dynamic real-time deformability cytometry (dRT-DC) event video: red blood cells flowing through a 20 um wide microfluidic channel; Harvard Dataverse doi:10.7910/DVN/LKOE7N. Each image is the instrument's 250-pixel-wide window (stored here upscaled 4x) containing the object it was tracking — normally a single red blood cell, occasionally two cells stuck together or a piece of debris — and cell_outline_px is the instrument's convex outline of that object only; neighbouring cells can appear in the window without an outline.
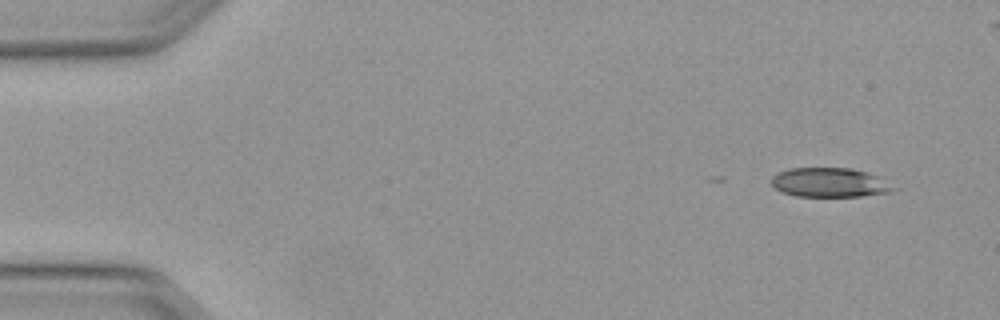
{"species": "Egyptian fruit bat (a non-hibernating species)", "species_latin": "Rousettus aegyptiacus", "temperature_condition": "warm", "stored_images_in_passage": 4, "camera_frame_rate_fps": 3000, "um_per_image_px": 0.085, "animal": {"sex": "female"}, "frame": {"image": 1, "passage_image": 1, "time_ms": 0.0, "image_size_px": [1000, 320], "cell_outline_px": [[900, 188], [888, 192], [860, 196], [796, 196], [780, 192], [772, 184], [772, 176], [776, 172], [788, 168], [852, 168], [868, 172], [880, 176]], "centroid_in_image_um": [70.55, 15.5], "position_along_channel_um": 14.4, "area_um2": 21.15}}
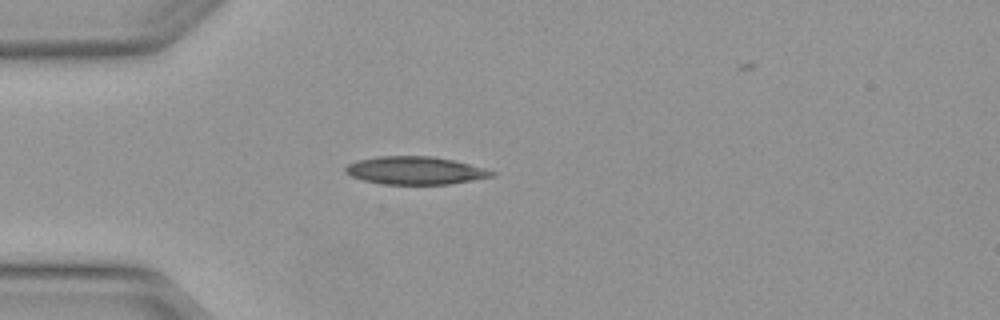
{"frame": {"image": 2, "passage_image": 3, "time_ms": 0.667, "image_size_px": [1000, 320], "cell_outline_px": [[496, 176], [448, 184], [380, 184], [364, 180], [352, 176], [344, 172], [344, 168], [348, 164], [356, 160], [376, 156], [432, 156], [452, 160], [484, 168], [496, 172]], "centroid_in_image_um": [35.26, 14.49], "position_along_channel_um": 49.7, "area_um2": 23.76}}